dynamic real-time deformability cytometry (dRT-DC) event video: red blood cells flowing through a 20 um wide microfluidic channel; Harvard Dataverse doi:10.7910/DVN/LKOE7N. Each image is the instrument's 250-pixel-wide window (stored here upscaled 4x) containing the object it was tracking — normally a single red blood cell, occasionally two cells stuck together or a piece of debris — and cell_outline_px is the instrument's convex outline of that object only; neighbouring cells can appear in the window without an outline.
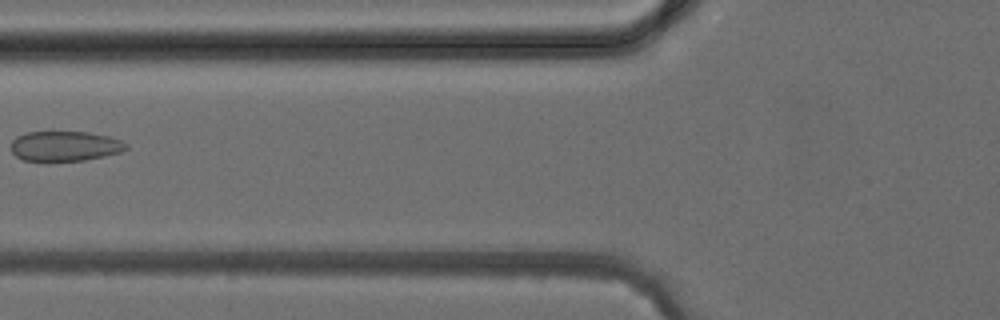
{"species": "common noctule bat (a hibernating species)", "species_latin": "Nyctalus noctula", "temperature_condition": "cold", "stored_images_in_passage": 5, "camera_frame_rate_fps": 3000, "um_per_image_px": 0.085, "animal": {"sex": "female", "body_mass_g": 24.6, "forearm_length_mm": 56.2}, "frame": {"image": 1, "passage_image": 5, "time_ms": 5.333, "image_size_px": [1000, 320], "cell_outline_px": [[128, 148], [120, 152], [104, 156], [84, 160], [24, 160], [16, 156], [12, 152], [12, 140], [16, 136], [28, 132], [88, 132], [108, 136], [120, 140], [128, 144]], "centroid_in_image_um": [5.53, 12.41], "position_along_channel_um": 120.3, "area_um2": 19.88}}